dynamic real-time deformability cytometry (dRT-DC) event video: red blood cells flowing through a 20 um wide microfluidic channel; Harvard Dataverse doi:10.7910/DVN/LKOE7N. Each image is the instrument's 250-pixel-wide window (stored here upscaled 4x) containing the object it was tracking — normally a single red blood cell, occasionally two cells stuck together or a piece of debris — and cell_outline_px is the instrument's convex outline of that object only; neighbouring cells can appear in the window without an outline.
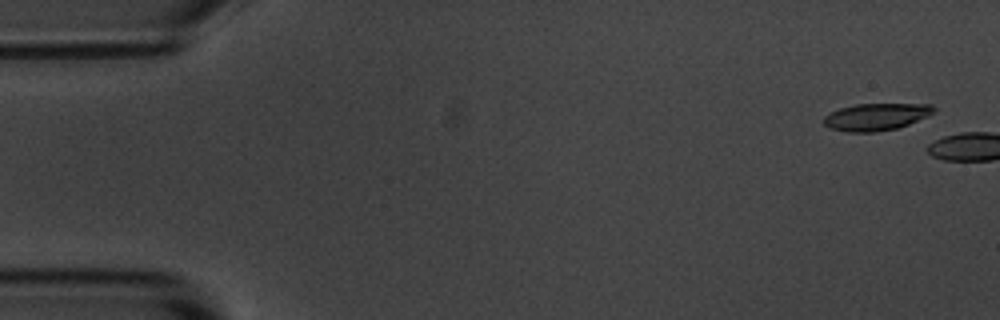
{"species": "common noctule bat (a hibernating species)", "species_latin": "Nyctalus noctula", "temperature_condition": "room temperature", "stored_images_in_passage": 2, "camera_frame_rate_fps": 3000, "um_per_image_px": 0.085, "animal": {"sex": "male", "body_mass_g": 20.1, "forearm_length_mm": 53.5}, "frame": {"image": 1, "passage_image": 1, "time_ms": 0.0, "image_size_px": [1000, 320], "cell_outline_px": [[936, 112], [928, 116], [908, 124], [896, 128], [876, 132], [848, 132], [832, 128], [824, 124], [824, 116], [840, 108], [856, 104], [932, 104], [936, 108]], "centroid_in_image_um": [74.51, 9.92], "position_along_channel_um": 10.5, "area_um2": 17.28}}